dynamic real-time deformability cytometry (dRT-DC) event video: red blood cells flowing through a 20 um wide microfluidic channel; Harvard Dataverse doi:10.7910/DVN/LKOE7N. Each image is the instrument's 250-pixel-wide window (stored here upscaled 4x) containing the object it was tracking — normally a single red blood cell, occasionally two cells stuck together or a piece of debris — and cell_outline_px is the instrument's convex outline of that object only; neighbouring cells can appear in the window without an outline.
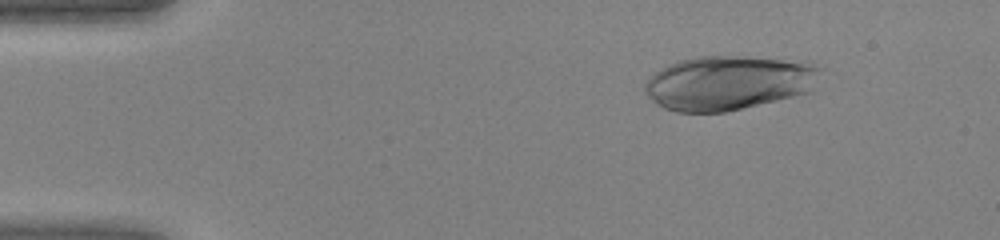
{"species": "human", "species_latin": "Homo sapiens", "temperature_condition": "warm", "stored_images_in_passage": 44, "camera_frame_rate_fps": 3000, "um_per_image_px": 0.085, "donor": {"sex": "female"}, "frame": {"image": 1, "passage_image": 5, "time_ms": 1.333, "image_size_px": [1000, 240], "cell_outline_px": [[828, 68], [812, 92], [724, 112], [676, 112], [664, 108], [656, 104], [644, 92], [644, 84], [656, 72], [680, 60], [696, 56], [744, 56], [808, 60]], "centroid_in_image_um": [62.09, 7.01], "position_along_channel_um": 22.9, "area_um2": 56.7}}
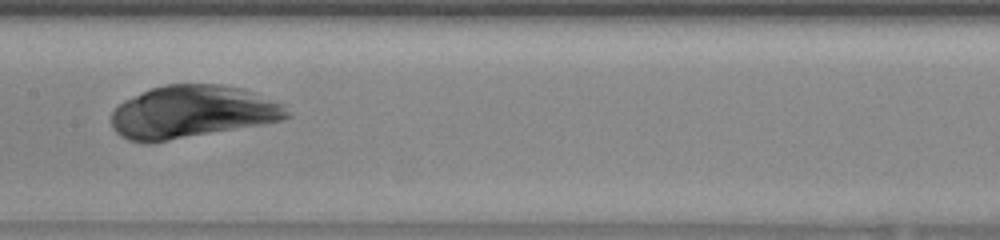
{"frame": {"image": 2, "passage_image": 22, "time_ms": 7.0, "image_size_px": [1000, 240], "cell_outline_px": [[292, 116], [284, 120], [164, 140], [128, 140], [120, 136], [112, 128], [112, 112], [124, 100], [152, 88], [168, 84], [220, 84], [244, 88], [284, 104], [292, 112]], "centroid_in_image_um": [16.4, 9.47], "position_along_channel_um": 191.0, "area_um2": 52.94}}
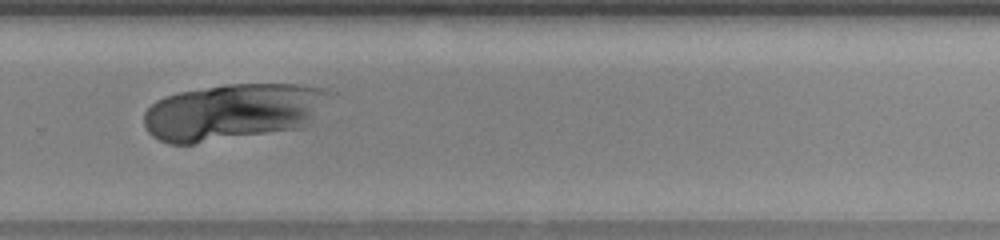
{"frame": {"image": 3, "passage_image": 30, "time_ms": 9.667, "image_size_px": [1000, 240], "cell_outline_px": [[336, 92], [300, 128], [192, 144], [168, 144], [152, 136], [148, 132], [144, 124], [144, 112], [156, 100], [164, 96], [180, 92], [224, 84], [300, 84], [324, 88]], "centroid_in_image_um": [19.76, 9.49], "position_along_channel_um": 310.0, "area_um2": 60.92}}